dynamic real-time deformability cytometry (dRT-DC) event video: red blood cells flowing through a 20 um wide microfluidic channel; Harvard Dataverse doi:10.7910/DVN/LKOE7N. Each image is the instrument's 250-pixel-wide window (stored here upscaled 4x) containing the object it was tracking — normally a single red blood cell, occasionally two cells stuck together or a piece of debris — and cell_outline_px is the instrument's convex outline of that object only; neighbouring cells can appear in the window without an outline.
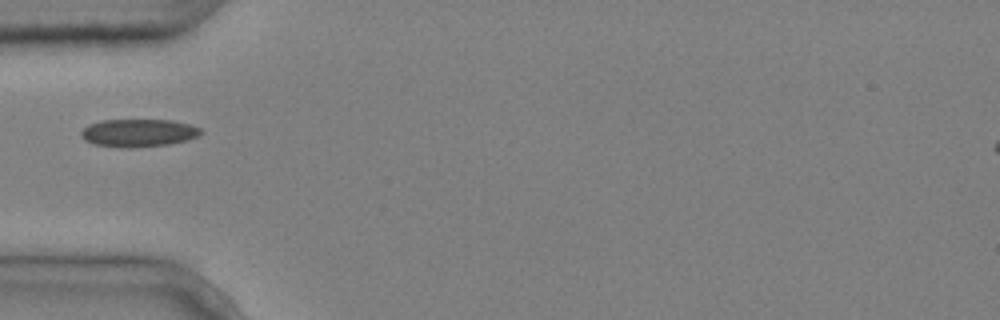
{"species": "common noctule bat (a hibernating species)", "species_latin": "Nyctalus noctula", "temperature_condition": "cold", "stored_images_in_passage": 8, "camera_frame_rate_fps": 3000, "um_per_image_px": 0.085, "animal": {"sex": "male", "body_mass_g": 20.4}, "frame": {"image": 1, "passage_image": 5, "time_ms": 1.333, "image_size_px": [1000, 320], "cell_outline_px": [[204, 132], [200, 136], [188, 140], [168, 144], [132, 148], [120, 148], [92, 144], [84, 140], [80, 136], [80, 132], [88, 124], [100, 120], [172, 120], [192, 124], [200, 128]], "centroid_in_image_um": [11.77, 11.3], "position_along_channel_um": 73.2, "area_um2": 19.83}}